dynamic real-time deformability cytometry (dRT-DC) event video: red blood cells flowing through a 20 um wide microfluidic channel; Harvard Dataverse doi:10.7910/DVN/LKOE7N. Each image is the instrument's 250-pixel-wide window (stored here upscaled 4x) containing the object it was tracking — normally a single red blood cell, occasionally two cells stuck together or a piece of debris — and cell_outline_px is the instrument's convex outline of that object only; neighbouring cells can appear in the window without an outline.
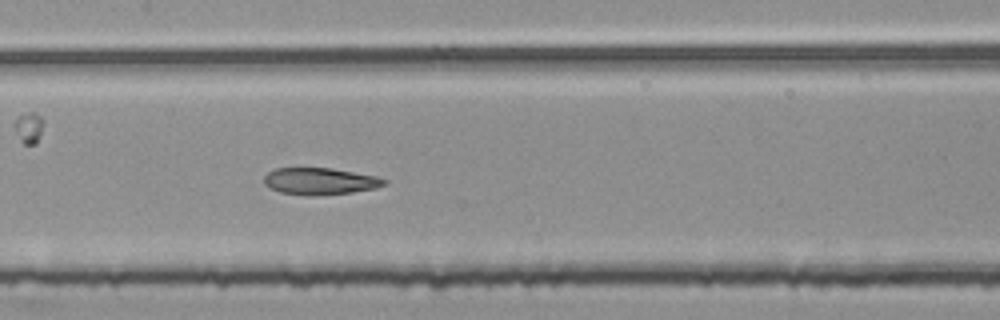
{"species": "common noctule bat (a hibernating species)", "species_latin": "Nyctalus noctula", "temperature_condition": "room temperature", "stored_images_in_passage": 54, "segment_of_instrument_passage": [2, 2], "camera_frame_rate_fps": 3000, "um_per_image_px": 0.085, "animal": {"sex": "female", "body_mass_g": 25.1}, "frame": {"image": 1, "passage_image": 27, "time_ms": 8.667, "image_size_px": [1000, 320], "cell_outline_px": [[388, 184], [376, 188], [352, 192], [316, 196], [304, 196], [280, 192], [268, 188], [264, 184], [264, 176], [268, 172], [276, 168], [332, 168], [376, 176], [388, 180]], "centroid_in_image_um": [27.19, 15.41], "position_along_channel_um": 180.2, "area_um2": 19.07}}
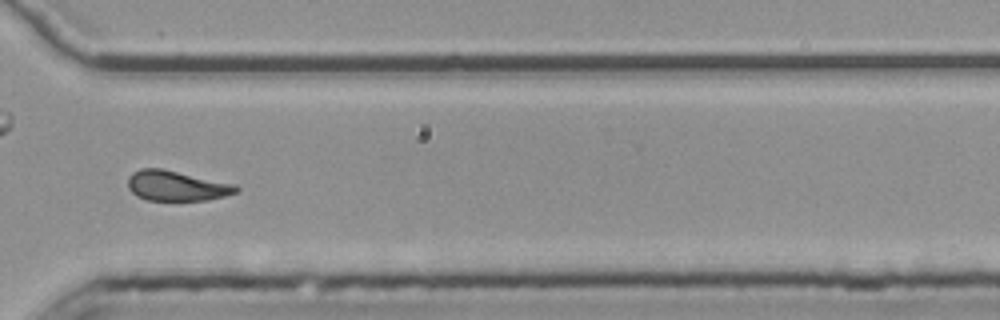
{"frame": {"image": 2, "passage_image": 41, "time_ms": 13.333, "image_size_px": [1000, 320], "cell_outline_px": [[240, 188], [236, 192], [224, 196], [208, 200], [148, 200], [136, 196], [128, 188], [128, 176], [132, 172], [140, 168], [160, 168], [232, 184]], "centroid_in_image_um": [14.94, 15.8], "position_along_channel_um": 355.7, "area_um2": 18.73}}
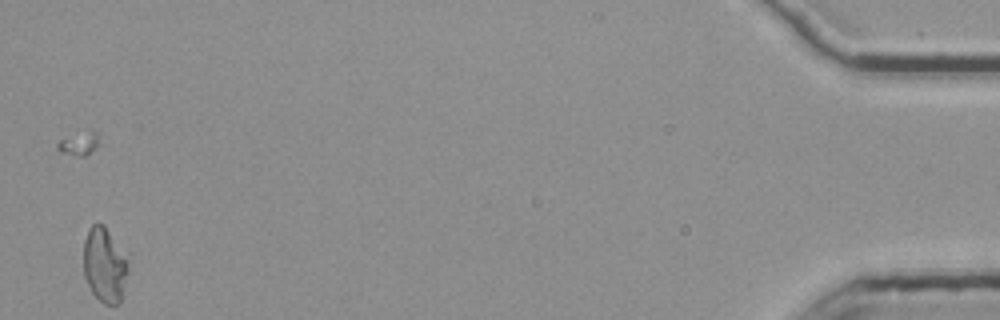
{"frame": {"image": 3, "passage_image": 54, "time_ms": 17.667, "image_size_px": [1000, 320], "cell_outline_px": [[128, 272], [120, 304], [104, 304], [92, 292], [84, 276], [84, 240], [88, 228], [92, 224], [104, 224], [128, 264]], "centroid_in_image_um": [8.86, 22.55], "position_along_channel_um": 426.3, "area_um2": 19.02}}